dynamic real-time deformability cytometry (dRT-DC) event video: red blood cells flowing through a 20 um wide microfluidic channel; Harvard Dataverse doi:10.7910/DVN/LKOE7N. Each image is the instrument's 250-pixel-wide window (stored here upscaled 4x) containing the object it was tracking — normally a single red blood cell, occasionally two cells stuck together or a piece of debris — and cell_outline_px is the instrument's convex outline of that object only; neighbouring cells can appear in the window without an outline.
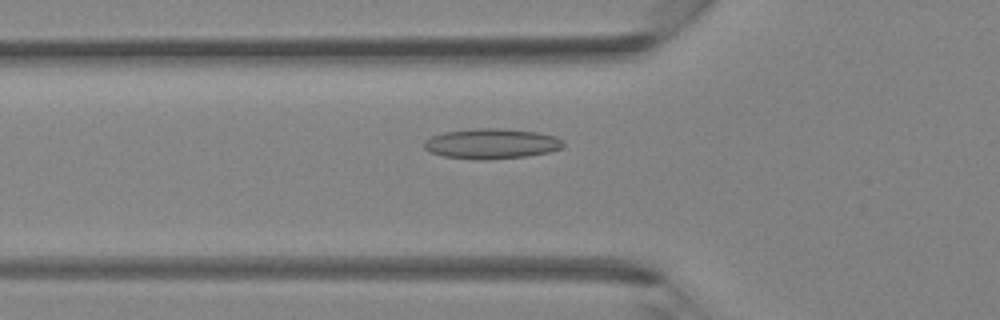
{"species": "Egyptian fruit bat (a non-hibernating species)", "species_latin": "Rousettus aegyptiacus", "temperature_condition": "room temperature", "stored_images_in_passage": 37, "camera_frame_rate_fps": 3000, "um_per_image_px": 0.085, "animal": {"sex": "female"}, "frame": {"image": 1, "passage_image": 11, "time_ms": 3.333, "image_size_px": [1000, 320], "cell_outline_px": [[564, 144], [560, 148], [548, 152], [528, 156], [480, 160], [444, 156], [428, 152], [424, 148], [424, 140], [432, 136], [444, 132], [472, 128], [500, 128], [536, 132], [556, 136], [564, 140]], "centroid_in_image_um": [41.76, 12.21], "position_along_channel_um": 84.0, "area_um2": 24.57}}
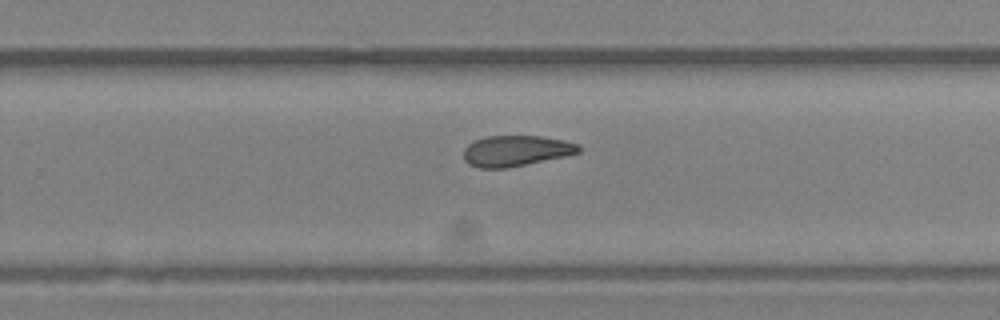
{"frame": {"image": 2, "passage_image": 23, "time_ms": 7.333, "image_size_px": [1000, 320], "cell_outline_px": [[580, 152], [564, 156], [508, 168], [480, 168], [468, 164], [464, 160], [464, 148], [468, 144], [476, 140], [488, 136], [540, 136], [564, 140], [580, 144]], "centroid_in_image_um": [43.85, 12.82], "position_along_channel_um": 285.9, "area_um2": 20.58}}
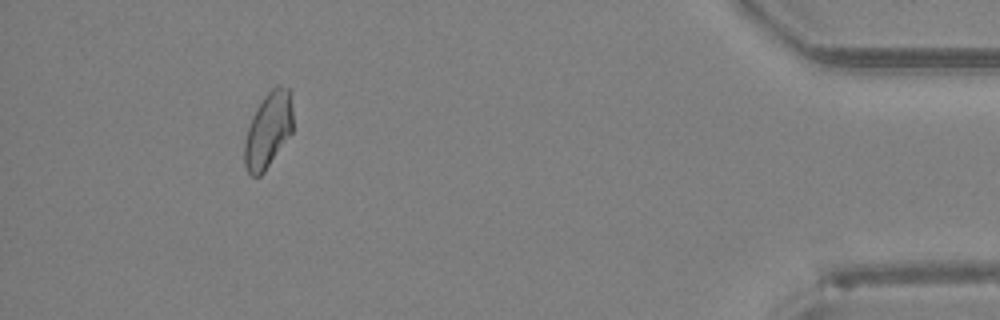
{"frame": {"image": 3, "passage_image": 34, "time_ms": 11.0, "image_size_px": [1000, 320], "cell_outline_px": [[292, 132], [264, 172], [260, 176], [252, 176], [248, 172], [244, 164], [244, 144], [248, 128], [252, 116], [256, 108], [264, 96], [276, 84], [280, 84], [288, 88], [292, 92]], "centroid_in_image_um": [22.81, 11.02], "position_along_channel_um": 412.4, "area_um2": 21.44}}